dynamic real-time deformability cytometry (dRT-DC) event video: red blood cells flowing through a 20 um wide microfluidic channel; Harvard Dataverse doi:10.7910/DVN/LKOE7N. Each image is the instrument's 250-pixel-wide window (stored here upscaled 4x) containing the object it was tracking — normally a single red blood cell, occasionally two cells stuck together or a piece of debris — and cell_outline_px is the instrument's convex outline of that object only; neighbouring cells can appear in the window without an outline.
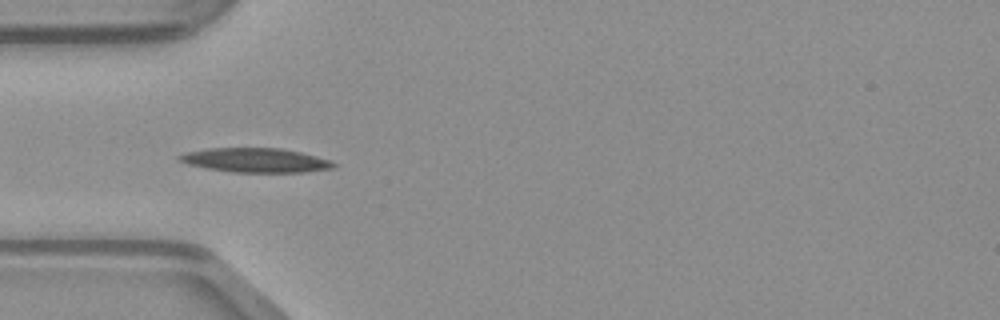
{"species": "common noctule bat (a hibernating species)", "species_latin": "Nyctalus noctula", "temperature_condition": "warm", "stored_images_in_passage": 10, "camera_frame_rate_fps": 3000, "um_per_image_px": 0.085, "animal": {"sex": "male", "body_mass_g": 23.1, "forearm_length_mm": 52.7}, "frame": {"image": 1, "passage_image": 2, "time_ms": 0.333, "image_size_px": [1000, 320], "cell_outline_px": [[336, 164], [332, 168], [304, 172], [232, 172], [208, 168], [188, 164], [176, 160], [176, 156], [188, 152], [208, 148], [280, 148], [300, 152], [316, 156], [328, 160]], "centroid_in_image_um": [21.68, 13.61], "position_along_channel_um": 63.3, "area_um2": 21.62}}